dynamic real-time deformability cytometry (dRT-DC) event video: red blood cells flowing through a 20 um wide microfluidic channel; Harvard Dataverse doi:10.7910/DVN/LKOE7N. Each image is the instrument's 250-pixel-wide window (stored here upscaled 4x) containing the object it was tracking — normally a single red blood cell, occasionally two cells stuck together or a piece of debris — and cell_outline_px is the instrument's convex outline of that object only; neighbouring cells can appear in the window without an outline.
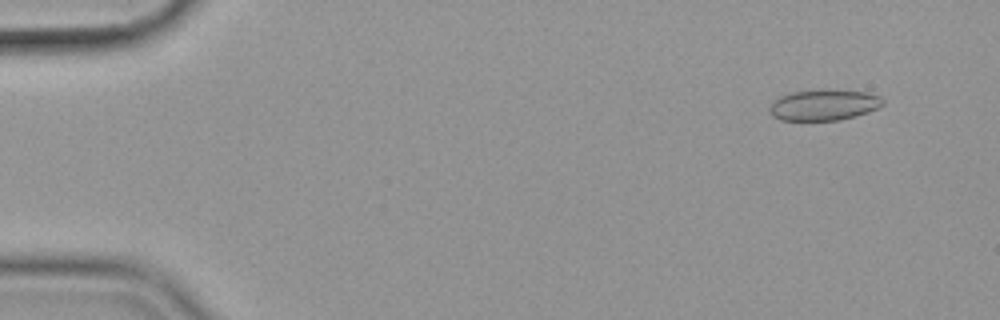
{"species": "common noctule bat (a hibernating species)", "species_latin": "Nyctalus noctula", "temperature_condition": "cold", "stored_images_in_passage": 57, "camera_frame_rate_fps": 3000, "um_per_image_px": 0.085, "animal": {"sex": "female", "body_mass_g": 19.9}, "frame": {"image": 1, "passage_image": 5, "time_ms": 1.333, "image_size_px": [1000, 320], "cell_outline_px": [[884, 104], [868, 112], [856, 116], [840, 120], [780, 120], [772, 116], [768, 112], [768, 108], [780, 96], [792, 92], [820, 88], [828, 88], [868, 92], [880, 96], [884, 100]], "centroid_in_image_um": [70.04, 8.9], "position_along_channel_um": 15.0, "area_um2": 20.87}}
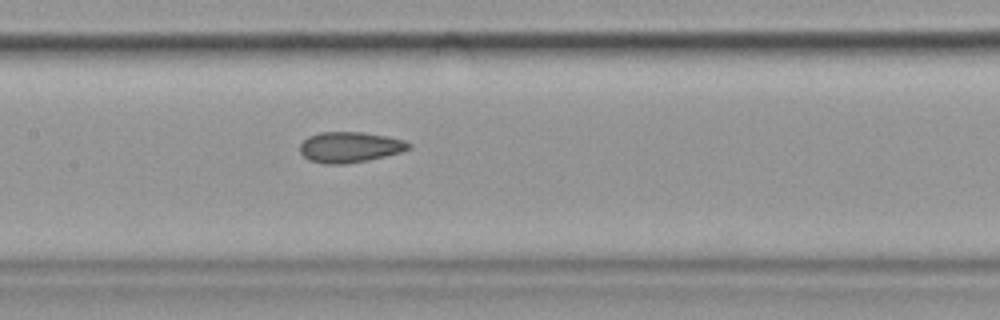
{"frame": {"image": 2, "passage_image": 28, "time_ms": 9.0, "image_size_px": [1000, 320], "cell_outline_px": [[412, 148], [400, 152], [368, 160], [344, 164], [324, 164], [308, 160], [300, 152], [300, 144], [308, 136], [320, 132], [364, 132], [388, 136], [404, 140], [412, 144]], "centroid_in_image_um": [29.74, 12.5], "position_along_channel_um": 177.7, "area_um2": 19.54}}
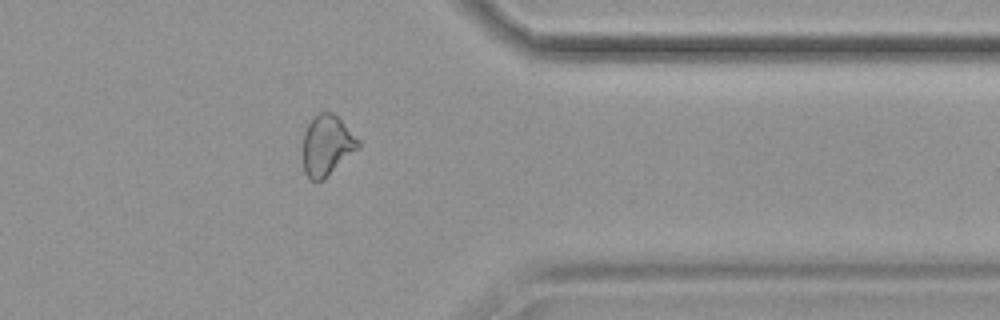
{"frame": {"image": 3, "passage_image": 46, "time_ms": 15.0, "image_size_px": [1000, 320], "cell_outline_px": [[360, 148], [324, 180], [312, 180], [304, 172], [304, 132], [308, 124], [316, 112], [332, 112], [360, 140]], "centroid_in_image_um": [27.81, 12.36], "position_along_channel_um": 383.6, "area_um2": 19.48}, "authors_computed_cell_mechanics": {"area_um2": 19.9988, "velocity_mm_per_s": 3.5962, "shape_relaxation_time_tau1_ms": null, "shape_relaxation_time_tau2_ms": 2.7639, "deformation_change_tau1": null, "deformation_change_tau2": 0.0732}}